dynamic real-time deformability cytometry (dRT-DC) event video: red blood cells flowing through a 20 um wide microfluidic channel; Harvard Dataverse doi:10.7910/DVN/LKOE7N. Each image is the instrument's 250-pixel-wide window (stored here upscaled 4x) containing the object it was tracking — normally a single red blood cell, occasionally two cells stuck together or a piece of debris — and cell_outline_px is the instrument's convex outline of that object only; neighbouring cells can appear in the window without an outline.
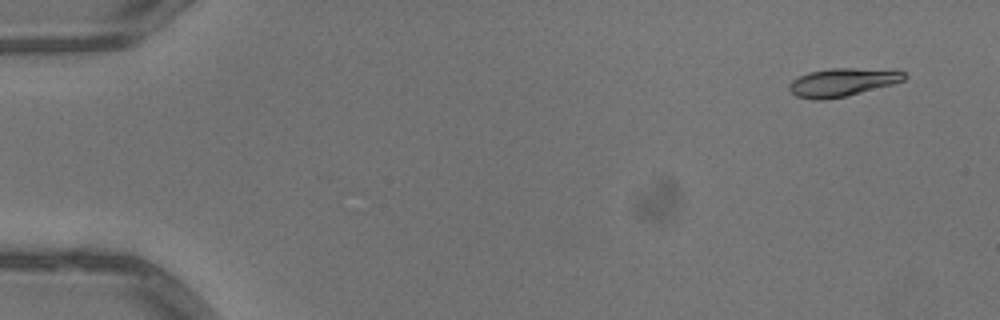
{"species": "common noctule bat (a hibernating species)", "species_latin": "Nyctalus noctula", "temperature_condition": "warm", "stored_images_in_passage": 6, "camera_frame_rate_fps": 3000, "um_per_image_px": 0.085, "animal": {"sex": "male", "body_mass_g": 13.3}, "frame": {"image": 1, "passage_image": 1, "time_ms": 0.0, "image_size_px": [1000, 320], "cell_outline_px": [[908, 76], [904, 80], [892, 84], [848, 96], [824, 100], [812, 100], [796, 96], [788, 88], [788, 84], [792, 80], [808, 72], [828, 68], [852, 68], [904, 72]], "centroid_in_image_um": [71.54, 7.01], "position_along_channel_um": 13.5, "area_um2": 18.79}}
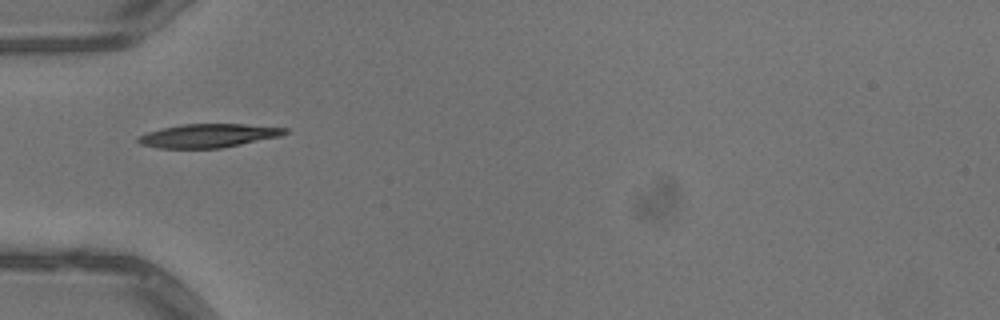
{"frame": {"image": 2, "passage_image": 5, "time_ms": 1.333, "image_size_px": [1000, 320], "cell_outline_px": [[288, 132], [280, 136], [220, 148], [160, 148], [140, 144], [136, 140], [136, 136], [160, 128], [180, 124], [244, 124], [288, 128]], "centroid_in_image_um": [17.66, 11.52], "position_along_channel_um": 67.3, "area_um2": 20.17}}
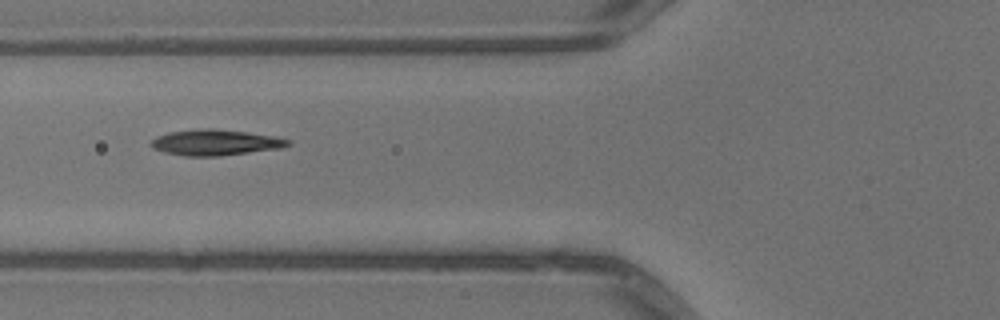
{"frame": {"image": 3, "passage_image": 6, "time_ms": 1.667, "image_size_px": [1000, 320], "cell_outline_px": [[292, 144], [280, 148], [220, 156], [184, 156], [164, 152], [152, 148], [148, 144], [156, 136], [168, 132], [204, 128], [212, 128], [248, 132], [276, 136], [292, 140]], "centroid_in_image_um": [18.3, 12.1], "position_along_channel_um": 107.5, "area_um2": 20.81}}